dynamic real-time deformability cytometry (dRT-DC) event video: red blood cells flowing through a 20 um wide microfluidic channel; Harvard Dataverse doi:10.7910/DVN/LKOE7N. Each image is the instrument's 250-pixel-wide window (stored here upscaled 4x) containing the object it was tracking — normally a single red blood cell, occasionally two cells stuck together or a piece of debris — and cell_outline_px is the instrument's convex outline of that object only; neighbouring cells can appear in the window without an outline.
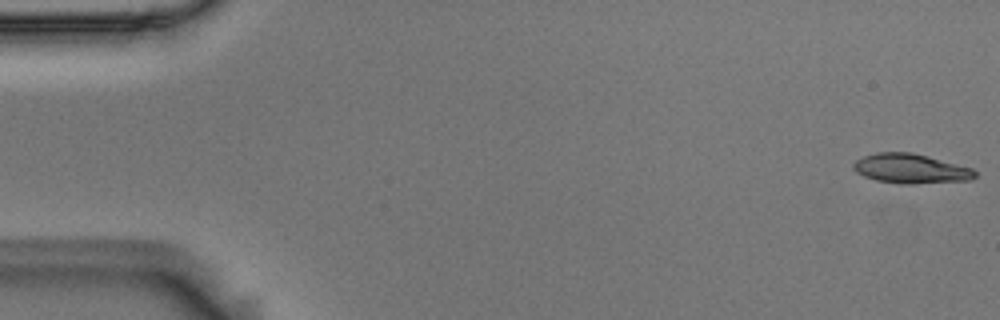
{"species": "Egyptian fruit bat (a non-hibernating species)", "species_latin": "Rousettus aegyptiacus", "temperature_condition": "room temperature", "stored_images_in_passage": 6, "camera_frame_rate_fps": 3000, "um_per_image_px": 0.085, "animal": {"sex": "male"}, "frame": {"image": 1, "passage_image": 1, "time_ms": 0.0, "image_size_px": [1000, 320], "cell_outline_px": [[976, 176], [972, 180], [912, 184], [900, 184], [876, 180], [864, 176], [856, 172], [852, 168], [852, 164], [856, 160], [864, 156], [876, 152], [912, 152], [928, 156], [972, 168], [976, 172]], "centroid_in_image_um": [77.4, 14.33], "position_along_channel_um": 7.6, "area_um2": 21.04}}
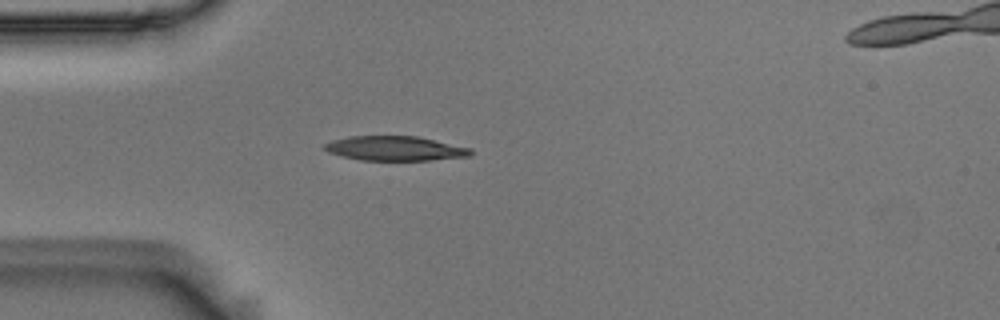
{"frame": {"image": 2, "passage_image": 5, "time_ms": 1.333, "image_size_px": [1000, 320], "cell_outline_px": [[472, 156], [432, 160], [360, 160], [328, 152], [324, 148], [324, 144], [332, 140], [348, 136], [416, 136], [472, 148]], "centroid_in_image_um": [33.61, 12.61], "position_along_channel_um": 51.4, "area_um2": 20.87}}